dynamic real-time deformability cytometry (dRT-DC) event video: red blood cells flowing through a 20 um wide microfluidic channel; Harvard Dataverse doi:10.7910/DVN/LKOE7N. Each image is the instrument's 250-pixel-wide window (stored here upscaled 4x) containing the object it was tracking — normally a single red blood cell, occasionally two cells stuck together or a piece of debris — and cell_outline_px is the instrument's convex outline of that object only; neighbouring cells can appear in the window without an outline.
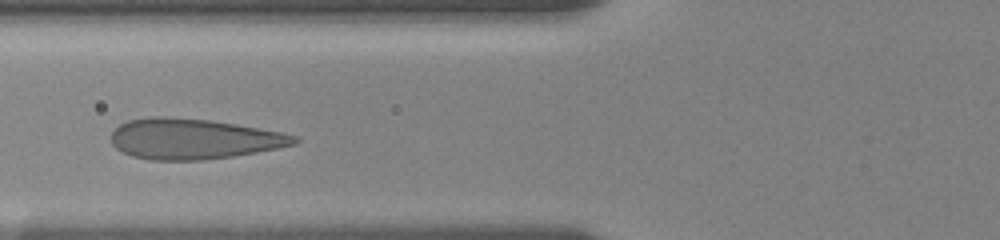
{"species": "human", "species_latin": "Homo sapiens", "temperature_condition": "room temperature", "stored_images_in_passage": 6, "camera_frame_rate_fps": 3000, "um_per_image_px": 0.085, "donor": {"sex": "female"}, "frame": {"image": 1, "passage_image": 3, "time_ms": 2.333, "image_size_px": [1000, 240], "cell_outline_px": [[300, 140], [296, 144], [256, 152], [232, 156], [204, 160], [152, 160], [132, 156], [116, 148], [112, 144], [112, 132], [120, 124], [128, 120], [152, 116], [164, 116], [212, 120], [236, 124], [280, 132], [300, 136]], "centroid_in_image_um": [16.45, 11.8], "position_along_channel_um": 109.3, "area_um2": 43.18}}
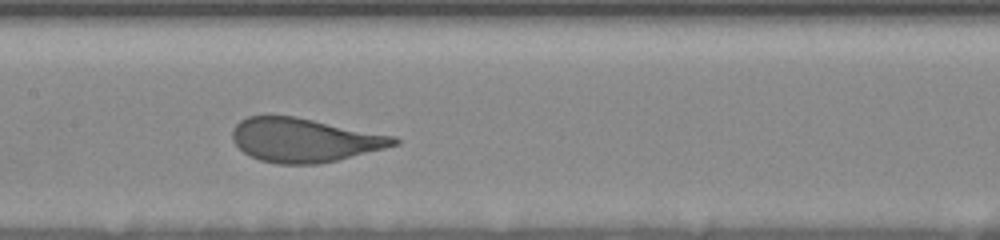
{"frame": {"image": 2, "passage_image": 5, "time_ms": 4.333, "image_size_px": [1000, 240], "cell_outline_px": [[400, 144], [336, 160], [316, 164], [276, 164], [260, 160], [244, 152], [232, 140], [232, 132], [236, 124], [240, 120], [248, 116], [296, 116], [396, 136], [400, 140]], "centroid_in_image_um": [25.88, 11.9], "position_along_channel_um": 181.5, "area_um2": 41.21}}
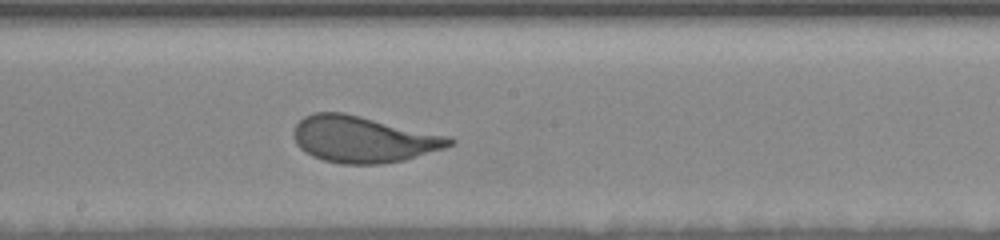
{"frame": {"image": 3, "passage_image": 6, "time_ms": 5.333, "image_size_px": [1000, 240], "cell_outline_px": [[456, 144], [444, 148], [404, 160], [380, 164], [340, 164], [324, 160], [312, 156], [300, 148], [296, 144], [292, 136], [292, 132], [296, 124], [304, 116], [312, 112], [344, 112], [448, 136], [456, 140]], "centroid_in_image_um": [30.85, 11.84], "position_along_channel_um": 217.4, "area_um2": 42.25}}